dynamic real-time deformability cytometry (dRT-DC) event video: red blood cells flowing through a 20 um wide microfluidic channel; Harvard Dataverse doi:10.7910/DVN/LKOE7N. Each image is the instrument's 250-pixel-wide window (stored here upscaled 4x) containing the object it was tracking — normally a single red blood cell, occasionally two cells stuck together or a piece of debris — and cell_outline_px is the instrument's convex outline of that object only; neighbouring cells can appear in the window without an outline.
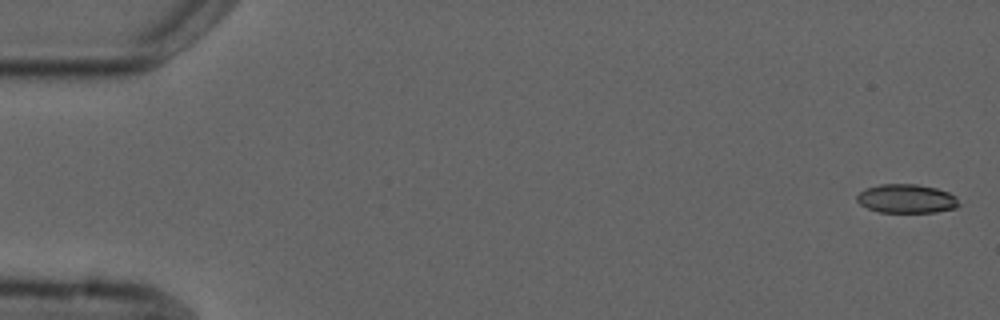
{"species": "common noctule bat (a hibernating species)", "species_latin": "Nyctalus noctula", "temperature_condition": "cold", "stored_images_in_passage": 5, "camera_frame_rate_fps": 3000, "um_per_image_px": 0.085, "animal": {"sex": "male", "forearm_length_mm": 52.5}, "frame": {"image": 1, "passage_image": 1, "time_ms": 0.0, "image_size_px": [1000, 320], "cell_outline_px": [[960, 204], [956, 208], [936, 212], [880, 212], [868, 208], [860, 204], [856, 200], [856, 196], [860, 192], [868, 188], [880, 184], [916, 184], [936, 188], [948, 192], [956, 196]], "centroid_in_image_um": [77.07, 16.89], "position_along_channel_um": 7.9, "area_um2": 17.11}}
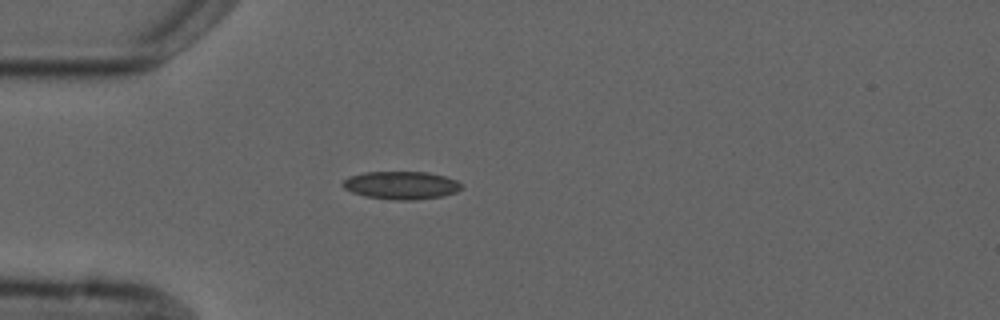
{"frame": {"image": 2, "passage_image": 5, "time_ms": 4.667, "image_size_px": [1000, 320], "cell_outline_px": [[464, 188], [456, 192], [444, 196], [416, 200], [392, 200], [364, 196], [352, 192], [344, 188], [340, 184], [348, 176], [364, 172], [428, 172], [444, 176], [456, 180], [464, 184]], "centroid_in_image_um": [34.12, 15.75], "position_along_channel_um": 50.9, "area_um2": 19.65}}